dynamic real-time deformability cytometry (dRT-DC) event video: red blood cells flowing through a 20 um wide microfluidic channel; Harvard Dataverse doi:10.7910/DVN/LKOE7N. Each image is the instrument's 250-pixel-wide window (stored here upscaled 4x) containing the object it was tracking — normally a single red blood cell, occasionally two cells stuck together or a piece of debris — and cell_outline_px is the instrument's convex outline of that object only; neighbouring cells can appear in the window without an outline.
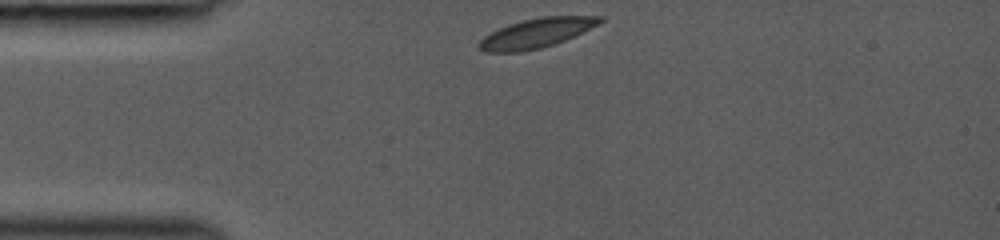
{"species": "common noctule bat (a hibernating species)", "species_latin": "Nyctalus noctula", "temperature_condition": "room temperature", "stored_images_in_passage": 2, "camera_frame_rate_fps": 3000, "um_per_image_px": 0.085, "animal": {"sex": "female", "body_mass_g": 19.0, "forearm_length_mm": 53.3}, "frame": {"image": 1, "passage_image": 1, "time_ms": 0.0, "image_size_px": [1000, 240], "cell_outline_px": [[604, 20], [564, 40], [540, 48], [520, 52], [484, 52], [476, 48], [476, 44], [484, 36], [508, 24], [540, 16], [604, 16]], "centroid_in_image_um": [45.5, 2.82], "position_along_channel_um": 39.5, "area_um2": 20.4}}